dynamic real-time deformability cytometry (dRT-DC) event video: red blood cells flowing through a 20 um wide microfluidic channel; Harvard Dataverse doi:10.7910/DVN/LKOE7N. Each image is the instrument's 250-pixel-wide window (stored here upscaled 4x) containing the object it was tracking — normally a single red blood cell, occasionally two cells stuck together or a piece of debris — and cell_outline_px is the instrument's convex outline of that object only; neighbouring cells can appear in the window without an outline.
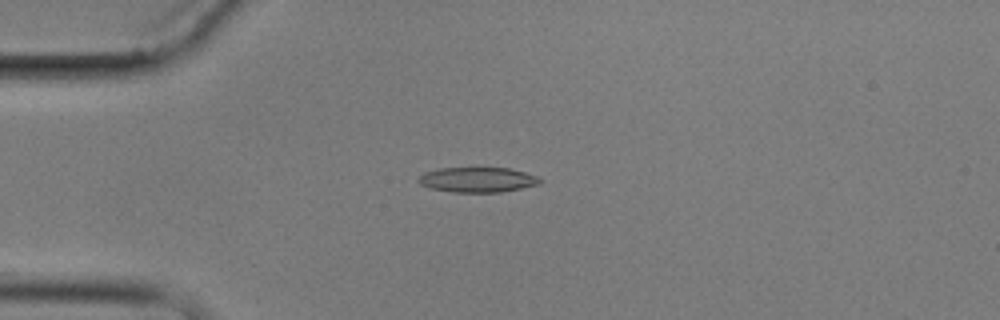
{"species": "common noctule bat (a hibernating species)", "species_latin": "Nyctalus noctula", "temperature_condition": "cold", "stored_images_in_passage": 5, "camera_frame_rate_fps": 3000, "um_per_image_px": 0.085, "animal": {"sex": "male", "body_mass_g": 17.9}, "frame": {"image": 1, "passage_image": 4, "time_ms": 4.333, "image_size_px": [1000, 320], "cell_outline_px": [[540, 184], [500, 192], [452, 192], [432, 188], [420, 184], [416, 180], [424, 172], [440, 168], [508, 168], [524, 172], [536, 176], [540, 180]], "centroid_in_image_um": [40.55, 15.27], "position_along_channel_um": 44.4, "area_um2": 17.51}}